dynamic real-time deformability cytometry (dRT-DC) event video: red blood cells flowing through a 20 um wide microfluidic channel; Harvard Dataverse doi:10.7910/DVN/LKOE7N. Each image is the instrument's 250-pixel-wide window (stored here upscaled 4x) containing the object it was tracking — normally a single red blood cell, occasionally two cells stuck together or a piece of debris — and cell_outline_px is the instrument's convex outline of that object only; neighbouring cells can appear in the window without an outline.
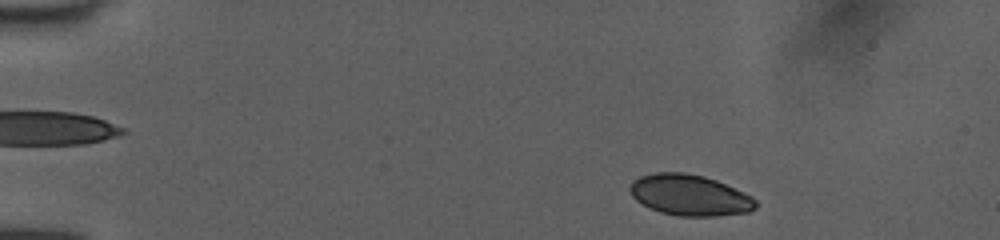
{"species": "human", "species_latin": "Homo sapiens", "temperature_condition": "room temperature", "stored_images_in_passage": 45, "camera_frame_rate_fps": 3000, "um_per_image_px": 0.085, "donor": {"sex": "female"}, "frame": {"image": 1, "passage_image": 2, "time_ms": 0.333, "image_size_px": [1000, 240], "cell_outline_px": [[756, 208], [748, 212], [716, 216], [676, 216], [660, 212], [636, 200], [632, 196], [628, 188], [632, 180], [640, 176], [656, 172], [684, 172], [704, 176], [716, 180], [744, 192], [752, 196], [756, 200]], "centroid_in_image_um": [58.62, 16.58], "position_along_channel_um": 26.4, "area_um2": 30.11}}
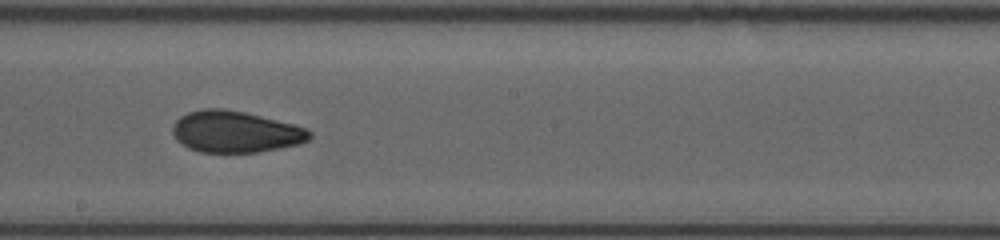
{"frame": {"image": 2, "passage_image": 24, "time_ms": 7.667, "image_size_px": [1000, 240], "cell_outline_px": [[312, 136], [308, 140], [300, 144], [256, 152], [200, 152], [188, 148], [176, 140], [172, 132], [172, 128], [176, 120], [180, 116], [188, 112], [204, 108], [224, 108], [244, 112], [308, 128], [312, 132]], "centroid_in_image_um": [19.99, 11.2], "position_along_channel_um": 228.2, "area_um2": 33.12}}
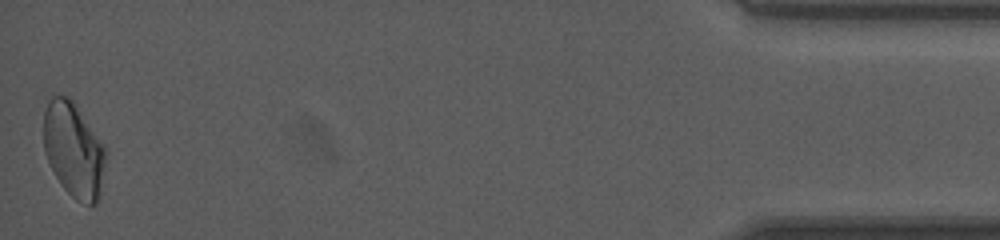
{"frame": {"image": 3, "passage_image": 45, "time_ms": 14.667, "image_size_px": [1000, 240], "cell_outline_px": [[108, 152], [100, 200], [96, 204], [88, 204], [76, 200], [60, 184], [44, 152], [44, 112], [48, 100], [52, 96], [64, 96], [72, 100]], "centroid_in_image_um": [6.29, 12.79], "position_along_channel_um": 428.9, "area_um2": 34.28}, "authors_computed_cell_mechanics": {"area_um2": 32.7148, "velocity_mm_per_s": 4.036, "shape_relaxation_time_tau1_ms": 6.6641, "shape_relaxation_time_tau2_ms": 1.3131, "deformation_change_tau1": 0.1514, "deformation_change_tau2": 0.0586}}